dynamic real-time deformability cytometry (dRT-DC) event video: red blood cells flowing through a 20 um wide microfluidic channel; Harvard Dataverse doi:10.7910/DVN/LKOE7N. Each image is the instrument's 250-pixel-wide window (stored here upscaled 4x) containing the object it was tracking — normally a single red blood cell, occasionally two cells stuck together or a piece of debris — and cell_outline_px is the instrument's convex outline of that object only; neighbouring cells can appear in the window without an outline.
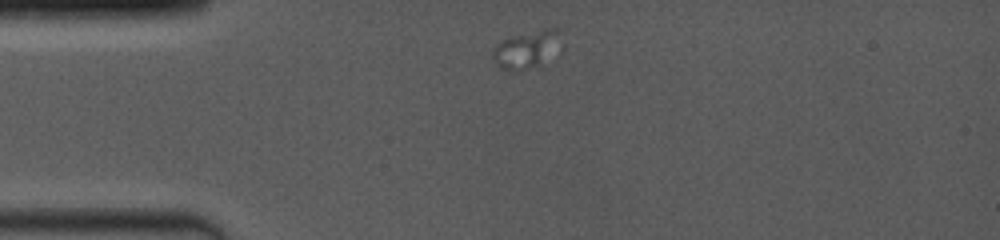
{"species": "common noctule bat (a hibernating species)", "species_latin": "Nyctalus noctula", "temperature_condition": "room temperature", "stored_images_in_passage": 4, "camera_frame_rate_fps": 4000, "um_per_image_px": 0.085, "animal": {"sex": "female", "body_mass_g": 19.0, "forearm_length_mm": 53.3}, "frame": {"image": 1, "passage_image": 1, "time_ms": 0.0, "image_size_px": [1000, 240], "cell_outline_px": [[556, 36], [536, 64], [520, 72], [500, 68], [496, 64], [492, 56], [492, 52], [496, 44], [500, 40], [508, 36], [548, 28], [556, 28]], "centroid_in_image_um": [44.43, 4.19], "position_along_channel_um": 40.6, "area_um2": 13.18}}